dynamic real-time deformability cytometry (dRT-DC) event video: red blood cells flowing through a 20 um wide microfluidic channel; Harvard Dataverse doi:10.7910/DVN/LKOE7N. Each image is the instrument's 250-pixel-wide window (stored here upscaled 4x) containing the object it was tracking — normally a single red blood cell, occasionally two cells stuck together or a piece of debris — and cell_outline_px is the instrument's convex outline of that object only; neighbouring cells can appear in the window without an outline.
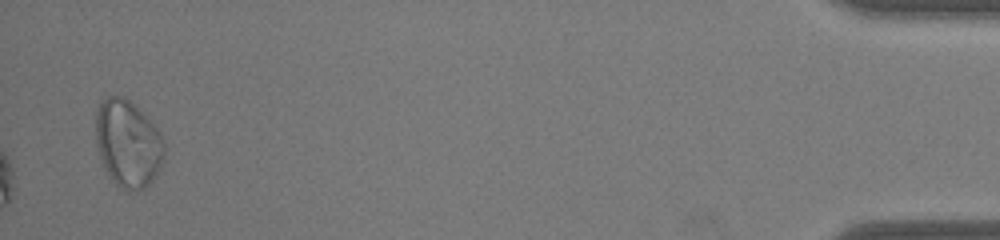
{"species": "common noctule bat (a hibernating species)", "species_latin": "Nyctalus noctula", "temperature_condition": "warm", "stored_images_in_passage": 27, "segment_of_instrument_passage": [2, 2], "camera_frame_rate_fps": 3000, "um_per_image_px": 0.085, "animal": {"sex": "male", "body_mass_g": 19.0, "forearm_length_mm": 50.8}, "frame": {"image": 1, "passage_image": 27, "time_ms": 8.667, "image_size_px": [1000, 240], "cell_outline_px": [[164, 156], [156, 172], [148, 184], [144, 188], [120, 188], [112, 180], [104, 168], [96, 144], [96, 112], [100, 104], [108, 96], [124, 96], [156, 128], [164, 144]], "centroid_in_image_um": [10.83, 12.19], "position_along_channel_um": 424.4, "area_um2": 33.7}}